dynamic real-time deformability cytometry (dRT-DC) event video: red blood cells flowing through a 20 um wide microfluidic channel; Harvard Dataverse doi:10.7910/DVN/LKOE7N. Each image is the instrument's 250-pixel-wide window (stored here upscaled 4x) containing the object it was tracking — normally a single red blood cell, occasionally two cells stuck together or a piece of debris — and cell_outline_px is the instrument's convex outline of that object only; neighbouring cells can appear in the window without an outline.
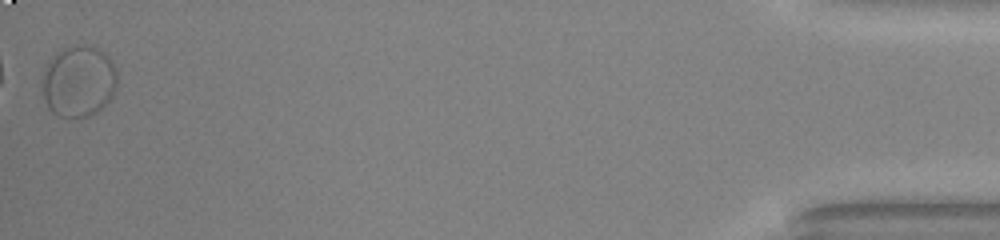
{"species": "common noctule bat (a hibernating species)", "species_latin": "Nyctalus noctula", "temperature_condition": "warm", "stored_images_in_passage": 35, "camera_frame_rate_fps": 3000, "um_per_image_px": 0.085, "animal": {"sex": "male", "body_mass_g": 20.0, "forearm_length_mm": 53.3}, "frame": {"image": 1, "passage_image": 35, "time_ms": 11.333, "image_size_px": [1000, 240], "cell_outline_px": [[116, 88], [112, 96], [96, 112], [88, 116], [60, 116], [52, 112], [48, 108], [44, 96], [44, 68], [56, 52], [64, 48], [76, 44], [88, 44], [100, 48], [112, 60], [116, 68]], "centroid_in_image_um": [6.71, 6.86], "position_along_channel_um": 428.5, "area_um2": 31.04}}